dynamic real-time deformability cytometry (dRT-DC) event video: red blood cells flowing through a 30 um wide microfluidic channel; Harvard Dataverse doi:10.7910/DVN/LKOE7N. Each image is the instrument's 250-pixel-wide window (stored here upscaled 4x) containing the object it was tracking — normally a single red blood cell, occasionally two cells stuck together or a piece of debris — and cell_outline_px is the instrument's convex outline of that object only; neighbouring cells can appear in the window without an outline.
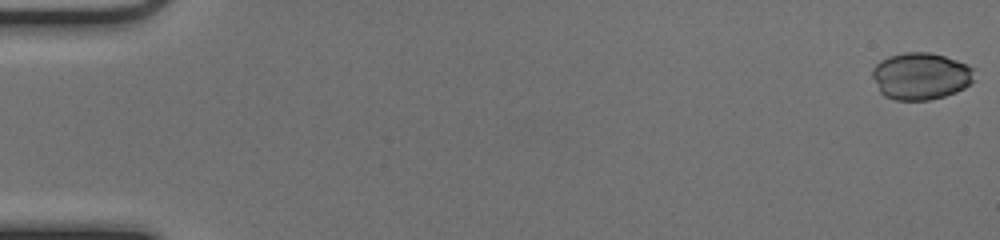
{"species": "common noctule bat (a hibernating species)", "species_latin": "Nyctalus noctula", "temperature_condition": "cold", "stored_images_in_passage": 30, "camera_frame_rate_fps": 3000, "um_per_image_px": 0.085, "animal": {"sex": "female", "body_mass_g": 17.0, "forearm_length_mm": 48.0}, "frame": {"image": 1, "passage_image": 1, "time_ms": 0.0, "image_size_px": [1000, 240], "cell_outline_px": [[972, 80], [964, 88], [956, 92], [944, 96], [928, 100], [896, 100], [884, 96], [880, 92], [872, 76], [872, 68], [880, 60], [888, 56], [904, 52], [928, 52], [944, 56], [968, 64], [972, 68]], "centroid_in_image_um": [78.22, 6.46], "position_along_channel_um": 6.8, "area_um2": 27.86}}
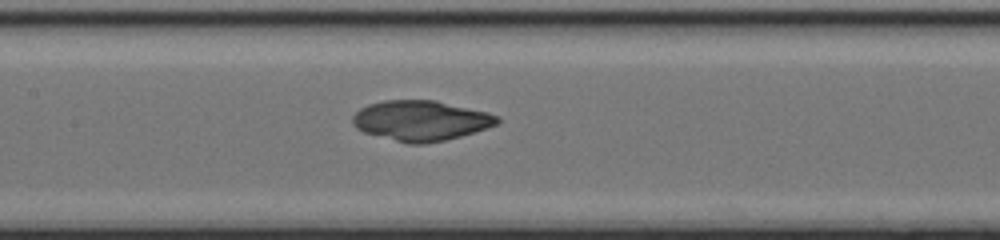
{"frame": {"image": 2, "passage_image": 26, "time_ms": 8.333, "image_size_px": [1000, 240], "cell_outline_px": [[500, 120], [496, 124], [460, 136], [444, 140], [424, 144], [408, 144], [364, 132], [356, 128], [352, 124], [352, 116], [360, 108], [368, 104], [384, 100], [436, 100], [488, 112], [500, 116]], "centroid_in_image_um": [35.74, 10.24], "position_along_channel_um": 171.7, "area_um2": 33.81}}
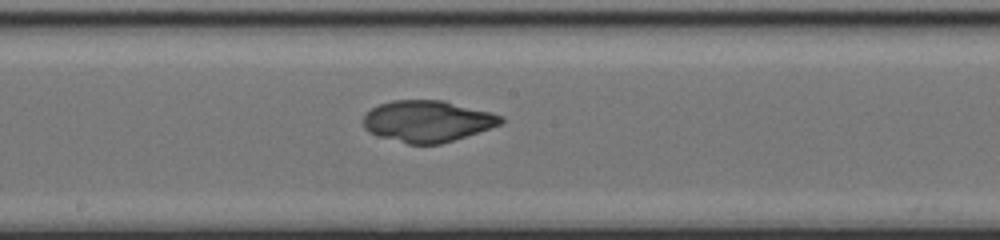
{"frame": {"image": 3, "passage_image": 29, "time_ms": 9.333, "image_size_px": [1000, 240], "cell_outline_px": [[504, 120], [500, 124], [440, 144], [408, 144], [376, 136], [368, 132], [364, 128], [364, 116], [372, 108], [380, 104], [392, 100], [444, 100], [492, 112], [504, 116]], "centroid_in_image_um": [36.31, 10.29], "position_along_channel_um": 211.9, "area_um2": 33.12}}